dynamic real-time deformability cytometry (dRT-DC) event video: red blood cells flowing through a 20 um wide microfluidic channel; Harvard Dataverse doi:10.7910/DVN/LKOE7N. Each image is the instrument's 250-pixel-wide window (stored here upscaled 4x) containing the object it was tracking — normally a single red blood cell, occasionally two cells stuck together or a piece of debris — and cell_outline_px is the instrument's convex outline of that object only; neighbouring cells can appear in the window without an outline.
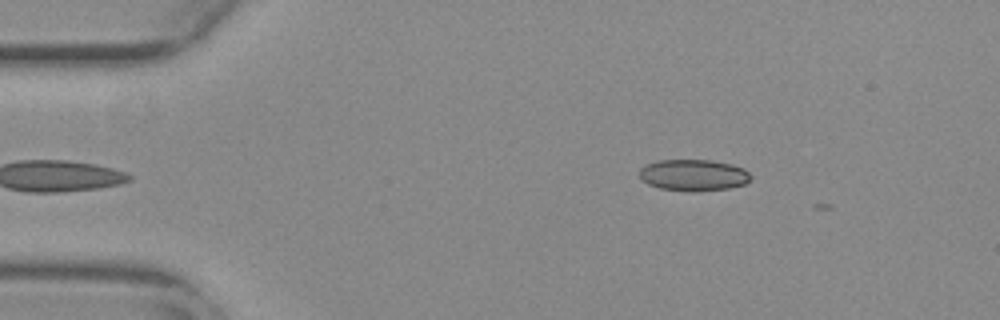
{"species": "common noctule bat (a hibernating species)", "species_latin": "Nyctalus noctula", "temperature_condition": "warm", "stored_images_in_passage": 2, "camera_frame_rate_fps": 3000, "um_per_image_px": 0.085, "animal": {"sex": "female", "body_mass_g": 29.2, "forearm_length_mm": 56.3}, "frame": {"image": 1, "passage_image": 1, "time_ms": 0.0, "image_size_px": [1000, 320], "cell_outline_px": [[752, 176], [744, 184], [728, 188], [696, 192], [692, 192], [660, 188], [648, 184], [640, 176], [640, 168], [656, 160], [712, 160], [732, 164], [744, 168]], "centroid_in_image_um": [58.96, 14.88], "position_along_channel_um": 26.0, "area_um2": 20.4}}